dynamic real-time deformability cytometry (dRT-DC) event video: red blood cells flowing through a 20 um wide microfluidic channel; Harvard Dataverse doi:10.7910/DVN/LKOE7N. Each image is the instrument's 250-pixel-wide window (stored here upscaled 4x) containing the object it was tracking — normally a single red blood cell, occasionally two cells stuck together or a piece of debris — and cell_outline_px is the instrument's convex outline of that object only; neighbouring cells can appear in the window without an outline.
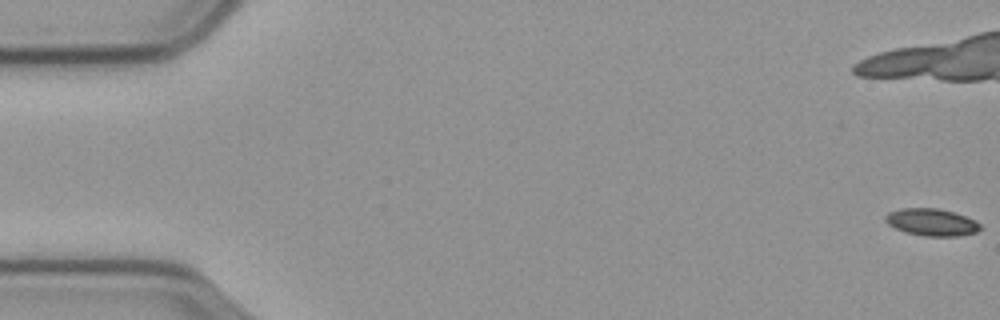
{"species": "common noctule bat (a hibernating species)", "species_latin": "Nyctalus noctula", "temperature_condition": "cold", "stored_images_in_passage": 24, "camera_frame_rate_fps": 3000, "um_per_image_px": 0.085, "animal": {"sex": "male", "body_mass_g": 23.1, "forearm_length_mm": 52.7}, "frame": {"image": 1, "passage_image": 1, "time_ms": 0.0, "image_size_px": [1000, 320], "cell_outline_px": [[980, 228], [976, 232], [956, 236], [924, 236], [904, 232], [888, 224], [884, 220], [884, 216], [888, 212], [900, 208], [936, 208], [952, 212], [976, 220], [980, 224]], "centroid_in_image_um": [79.14, 18.88], "position_along_channel_um": 5.9, "area_um2": 14.97}}